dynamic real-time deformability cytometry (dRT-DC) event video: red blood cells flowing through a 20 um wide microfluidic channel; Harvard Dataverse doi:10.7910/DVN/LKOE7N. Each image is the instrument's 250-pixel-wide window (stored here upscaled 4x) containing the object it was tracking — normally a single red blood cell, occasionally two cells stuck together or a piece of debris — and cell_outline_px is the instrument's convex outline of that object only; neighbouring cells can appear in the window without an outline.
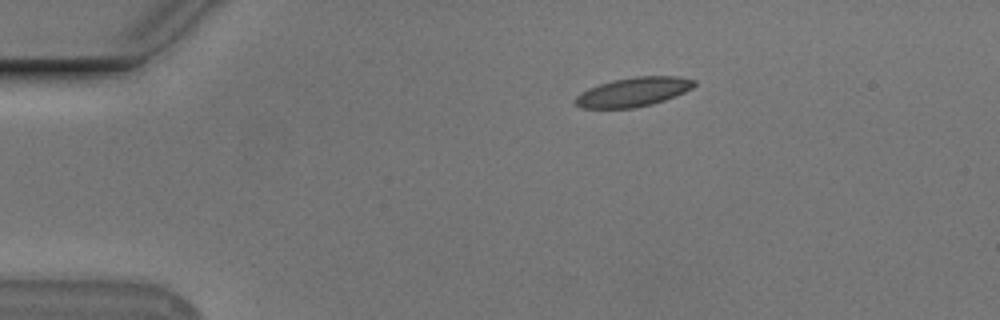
{"species": "Egyptian fruit bat (a non-hibernating species)", "species_latin": "Rousettus aegyptiacus", "temperature_condition": "cold", "stored_images_in_passage": 45, "camera_frame_rate_fps": 3000, "um_per_image_px": 0.085, "animal": {"sex": "male"}, "frame": {"image": 1, "passage_image": 1, "time_ms": 0.0, "image_size_px": [1000, 320], "cell_outline_px": [[696, 84], [692, 88], [676, 96], [652, 104], [636, 108], [580, 108], [576, 104], [576, 96], [580, 92], [588, 88], [612, 80], [636, 76], [680, 76], [696, 80]], "centroid_in_image_um": [53.85, 7.81], "position_along_channel_um": 31.1, "area_um2": 20.29}}
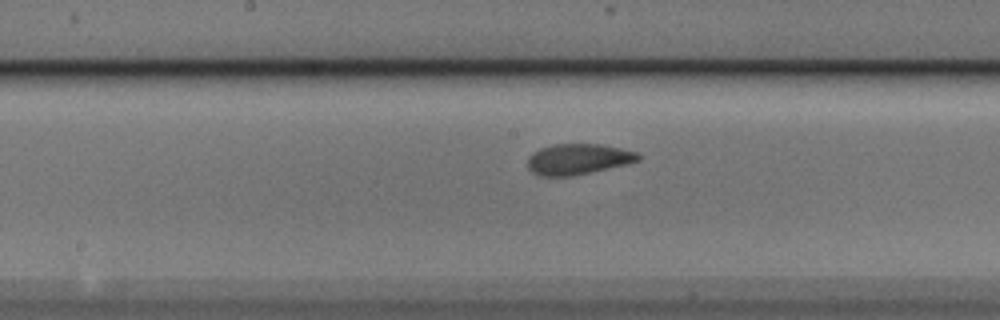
{"frame": {"image": 2, "passage_image": 19, "time_ms": 6.0, "image_size_px": [1000, 320], "cell_outline_px": [[640, 160], [628, 164], [572, 176], [540, 176], [532, 172], [528, 168], [528, 156], [532, 152], [540, 148], [552, 144], [600, 144], [620, 148], [636, 152], [640, 156]], "centroid_in_image_um": [49.11, 13.53], "position_along_channel_um": 199.1, "area_um2": 19.88}}
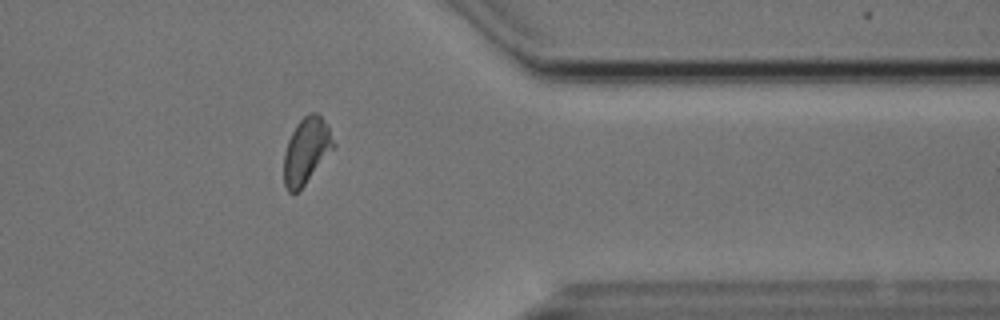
{"frame": {"image": 3, "passage_image": 35, "time_ms": 11.333, "image_size_px": [1000, 320], "cell_outline_px": [[336, 144], [304, 184], [296, 192], [288, 192], [284, 184], [284, 152], [288, 140], [296, 124], [308, 112], [316, 112], [328, 124]], "centroid_in_image_um": [26.03, 12.76], "position_along_channel_um": 385.4, "area_um2": 18.79}, "authors_computed_cell_mechanics": {"area_um2": 19.4208, "velocity_mm_per_s": 3.7323, "shape_relaxation_time_tau1_ms": 3.6844, "shape_relaxation_time_tau2_ms": 1.3156, "deformation_change_tau1": 0.1384, "deformation_change_tau2": 0.0674}}